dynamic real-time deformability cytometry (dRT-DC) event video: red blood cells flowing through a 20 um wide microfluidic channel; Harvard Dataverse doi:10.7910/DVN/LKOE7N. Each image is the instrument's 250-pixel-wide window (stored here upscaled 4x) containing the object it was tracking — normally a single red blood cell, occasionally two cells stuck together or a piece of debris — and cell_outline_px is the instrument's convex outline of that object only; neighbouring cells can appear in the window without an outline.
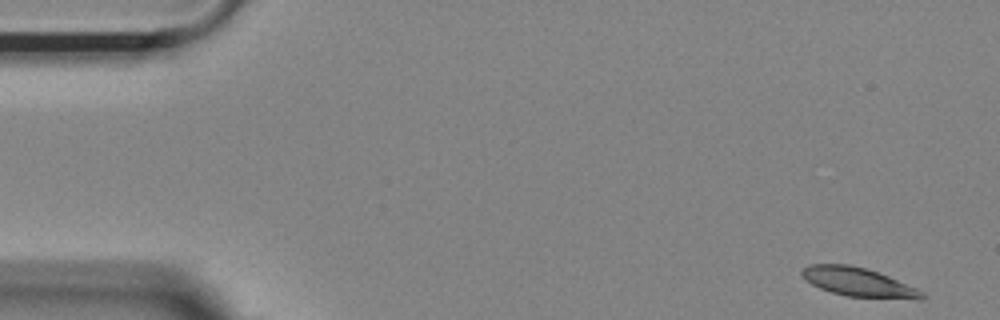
{"species": "Egyptian fruit bat (a non-hibernating species)", "species_latin": "Rousettus aegyptiacus", "temperature_condition": "room temperature", "stored_images_in_passage": 31, "camera_frame_rate_fps": 3000, "um_per_image_px": 0.085, "animal": {"sex": "female"}, "frame": {"image": 1, "passage_image": 1, "time_ms": 0.0, "image_size_px": [1000, 320], "cell_outline_px": [[928, 296], [920, 300], [916, 300], [848, 296], [832, 292], [820, 288], [812, 284], [800, 272], [808, 264], [848, 264], [868, 268], [888, 276], [916, 288], [924, 292]], "centroid_in_image_um": [73.03, 23.99], "position_along_channel_um": 12.0, "area_um2": 20.23}}
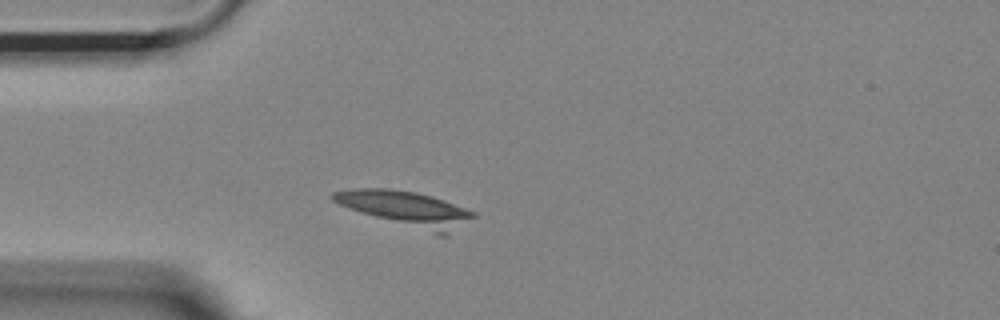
{"frame": {"image": 2, "passage_image": 13, "time_ms": 4.0, "image_size_px": [1000, 320], "cell_outline_px": [[476, 216], [448, 236], [436, 236], [348, 208], [332, 200], [328, 196], [332, 192], [352, 188], [388, 188], [416, 192], [432, 196], [444, 200], [476, 212]], "centroid_in_image_um": [34.55, 17.76], "position_along_channel_um": 50.4, "area_um2": 29.02}}
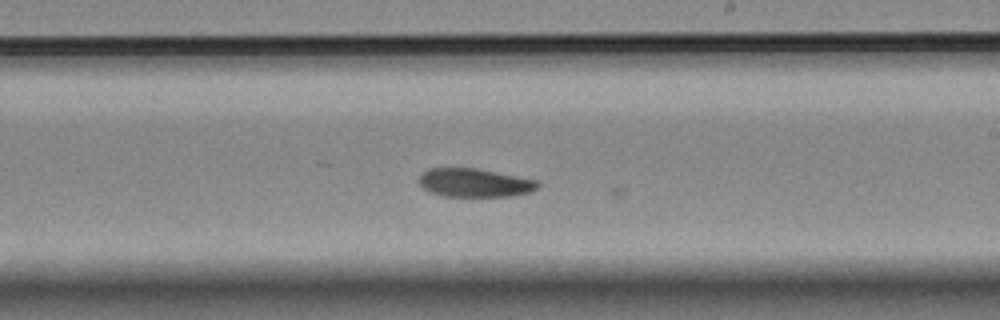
{"frame": {"image": 3, "passage_image": 30, "time_ms": 9.667, "image_size_px": [1000, 320], "cell_outline_px": [[540, 184], [532, 192], [512, 196], [444, 196], [428, 192], [420, 184], [420, 176], [428, 168], [476, 168], [536, 180]], "centroid_in_image_um": [40.34, 15.54], "position_along_channel_um": 248.7, "area_um2": 19.59}}